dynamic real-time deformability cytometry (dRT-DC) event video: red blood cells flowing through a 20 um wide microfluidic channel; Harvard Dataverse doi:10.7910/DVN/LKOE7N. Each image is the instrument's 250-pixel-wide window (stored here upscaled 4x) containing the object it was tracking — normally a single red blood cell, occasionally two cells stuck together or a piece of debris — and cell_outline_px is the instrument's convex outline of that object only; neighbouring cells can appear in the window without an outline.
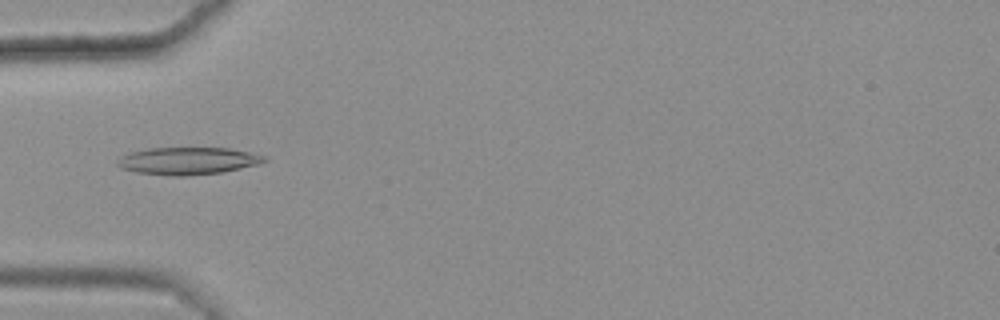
{"species": "common noctule bat (a hibernating species)", "species_latin": "Nyctalus noctula", "temperature_condition": "warm", "stored_images_in_passage": 29, "camera_frame_rate_fps": 3000, "um_per_image_px": 0.085, "animal": {"sex": "female", "body_mass_g": 25.1}, "frame": {"image": 1, "passage_image": 1, "time_ms": 0.0, "image_size_px": [1000, 320], "cell_outline_px": [[268, 160], [260, 164], [220, 172], [188, 176], [172, 176], [136, 172], [120, 168], [116, 164], [116, 160], [120, 156], [128, 152], [148, 148], [232, 148], [268, 156]], "centroid_in_image_um": [15.96, 13.67], "position_along_channel_um": 69.0, "area_um2": 23.7}}
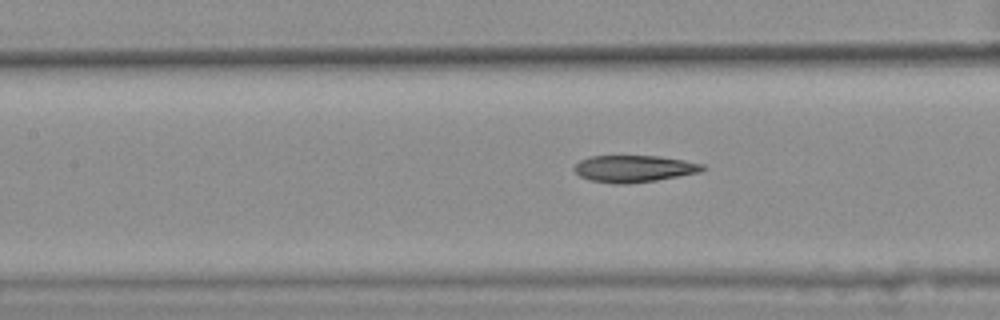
{"frame": {"image": 2, "passage_image": 8, "time_ms": 2.333, "image_size_px": [1000, 320], "cell_outline_px": [[708, 168], [700, 172], [656, 180], [628, 184], [612, 184], [592, 180], [580, 176], [572, 168], [580, 160], [588, 156], [656, 156], [684, 160], [704, 164]], "centroid_in_image_um": [53.89, 14.34], "position_along_channel_um": 153.5, "area_um2": 20.11}}
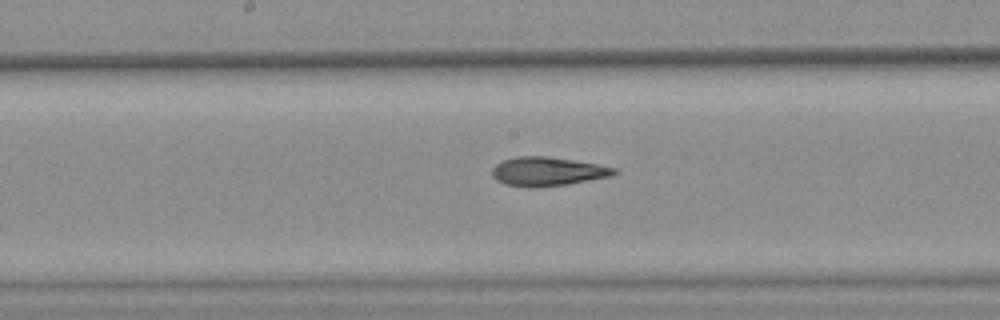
{"frame": {"image": 3, "passage_image": 12, "time_ms": 3.667, "image_size_px": [1000, 320], "cell_outline_px": [[620, 172], [612, 176], [568, 184], [532, 188], [528, 188], [504, 184], [496, 180], [492, 176], [492, 168], [496, 164], [504, 160], [516, 156], [548, 156], [596, 164], [616, 168]], "centroid_in_image_um": [46.53, 14.58], "position_along_channel_um": 201.7, "area_um2": 20.69}, "authors_computed_cell_mechanics": {"area_um2": 20.1722, "velocity_mm_per_s": 3.6195, "shape_relaxation_time_tau1_ms": null, "shape_relaxation_time_tau2_ms": 4.089, "deformation_change_tau1": null, "deformation_change_tau2": 0.1327}}